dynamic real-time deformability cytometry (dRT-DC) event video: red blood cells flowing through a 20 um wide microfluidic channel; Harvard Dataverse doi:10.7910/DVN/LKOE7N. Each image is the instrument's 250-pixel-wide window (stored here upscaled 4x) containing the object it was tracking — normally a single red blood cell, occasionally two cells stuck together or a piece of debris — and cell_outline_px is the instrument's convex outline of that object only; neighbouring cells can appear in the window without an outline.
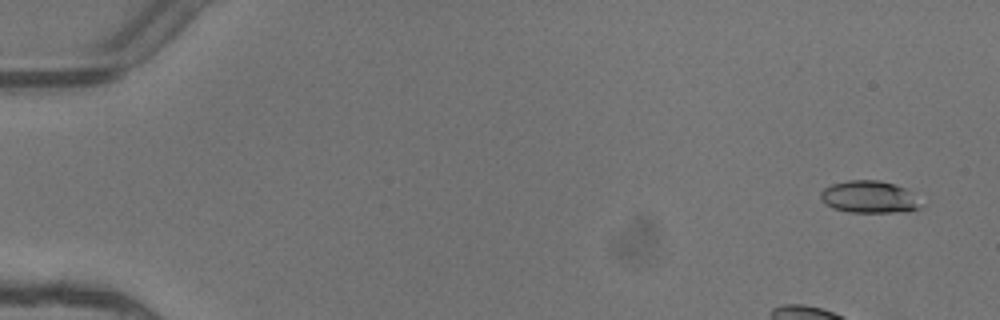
{"species": "common noctule bat (a hibernating species)", "species_latin": "Nyctalus noctula", "temperature_condition": "warm", "stored_images_in_passage": 4, "camera_frame_rate_fps": 3000, "um_per_image_px": 0.085, "animal": {"sex": "female"}, "frame": {"image": 1, "passage_image": 1, "time_ms": 0.0, "image_size_px": [1000, 320], "cell_outline_px": [[928, 204], [920, 208], [908, 212], [848, 212], [832, 208], [824, 204], [820, 200], [820, 192], [824, 188], [832, 184], [848, 180], [880, 180], [904, 188]], "centroid_in_image_um": [73.92, 16.76], "position_along_channel_um": 11.1, "area_um2": 19.25}}